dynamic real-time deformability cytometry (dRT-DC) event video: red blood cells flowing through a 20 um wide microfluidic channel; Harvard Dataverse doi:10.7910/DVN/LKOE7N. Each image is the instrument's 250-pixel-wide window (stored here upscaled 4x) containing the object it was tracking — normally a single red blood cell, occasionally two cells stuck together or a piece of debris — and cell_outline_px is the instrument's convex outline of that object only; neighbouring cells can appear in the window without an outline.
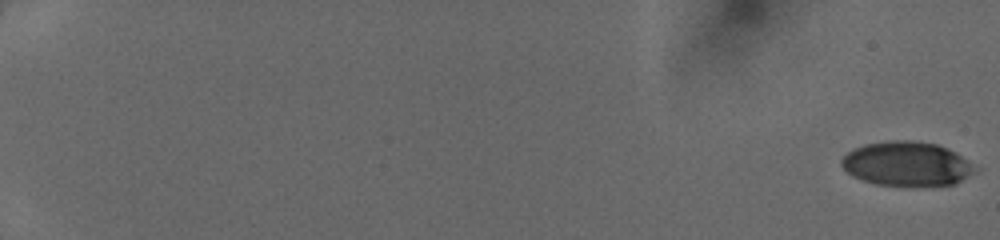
{"species": "human", "species_latin": "Homo sapiens", "temperature_condition": "cold", "stored_images_in_passage": 57, "camera_frame_rate_fps": 3000, "um_per_image_px": 0.085, "donor": {"sex": "female"}, "frame": {"image": 1, "passage_image": 1, "time_ms": 0.0, "image_size_px": [1000, 240], "cell_outline_px": [[980, 168], [956, 184], [924, 188], [876, 184], [860, 180], [852, 176], [840, 164], [840, 160], [852, 148], [864, 144], [896, 140], [912, 140], [936, 144], [948, 148], [956, 152]], "centroid_in_image_um": [77.11, 13.96], "position_along_channel_um": 7.9, "area_um2": 35.37}}
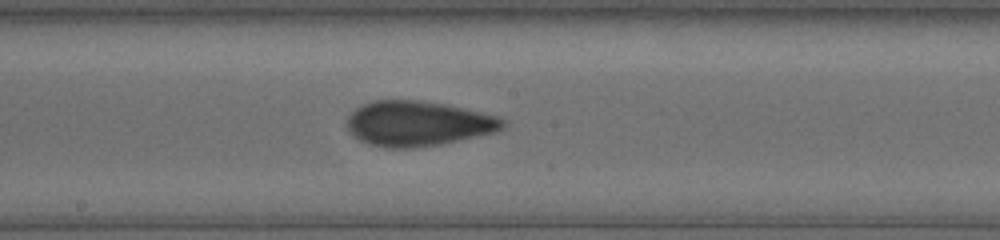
{"frame": {"image": 2, "passage_image": 35, "time_ms": 10.333, "image_size_px": [1000, 240], "cell_outline_px": [[504, 128], [496, 132], [440, 144], [412, 148], [384, 148], [368, 144], [352, 136], [348, 132], [348, 116], [356, 108], [372, 100], [416, 100], [444, 104], [480, 112], [496, 116], [504, 120]], "centroid_in_image_um": [35.48, 10.51], "position_along_channel_um": 212.7, "area_um2": 40.75}}
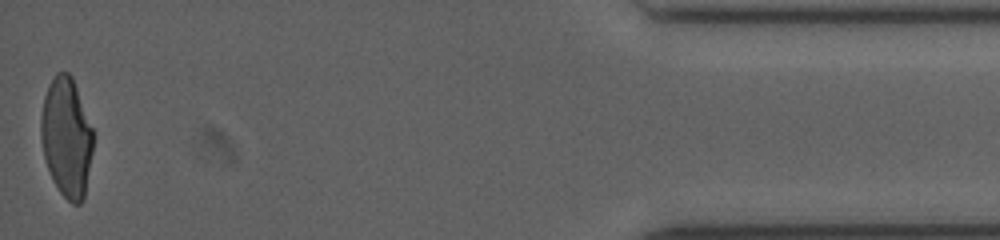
{"frame": {"image": 3, "passage_image": 57, "time_ms": 17.0, "image_size_px": [1000, 240], "cell_outline_px": [[92, 152], [84, 200], [80, 204], [72, 204], [60, 192], [52, 180], [44, 156], [40, 136], [40, 116], [44, 96], [48, 84], [56, 72], [68, 72], [72, 76], [92, 128]], "centroid_in_image_um": [5.63, 11.67], "position_along_channel_um": 429.6, "area_um2": 36.36}}